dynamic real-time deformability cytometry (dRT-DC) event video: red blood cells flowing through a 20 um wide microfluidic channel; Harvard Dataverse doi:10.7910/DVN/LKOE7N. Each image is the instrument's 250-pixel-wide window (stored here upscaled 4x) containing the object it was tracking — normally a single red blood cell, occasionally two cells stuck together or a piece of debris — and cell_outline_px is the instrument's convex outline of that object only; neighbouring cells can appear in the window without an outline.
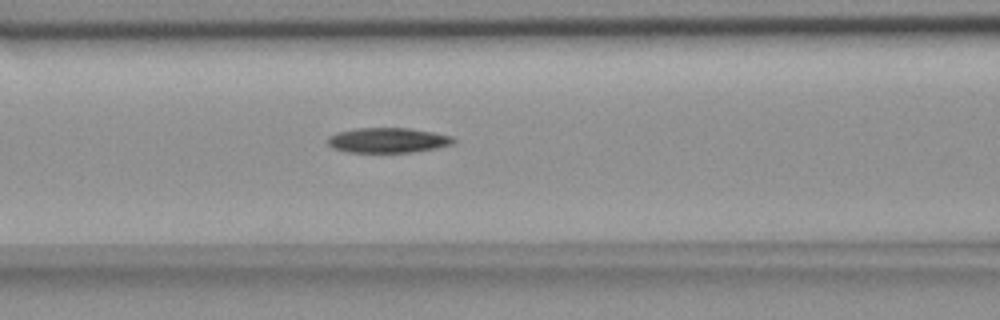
{"species": "common noctule bat (a hibernating species)", "species_latin": "Nyctalus noctula", "temperature_condition": "room temperature", "stored_images_in_passage": 40, "camera_frame_rate_fps": 3000, "um_per_image_px": 0.085, "animal": {"sex": "female", "body_mass_g": 18.4}, "frame": {"image": 1, "passage_image": 7, "time_ms": 2.0, "image_size_px": [1000, 320], "cell_outline_px": [[456, 140], [452, 144], [436, 148], [412, 152], [348, 152], [332, 148], [328, 144], [328, 136], [336, 132], [356, 128], [408, 128], [432, 132], [452, 136]], "centroid_in_image_um": [32.94, 11.92], "position_along_channel_um": 133.7, "area_um2": 18.32}}
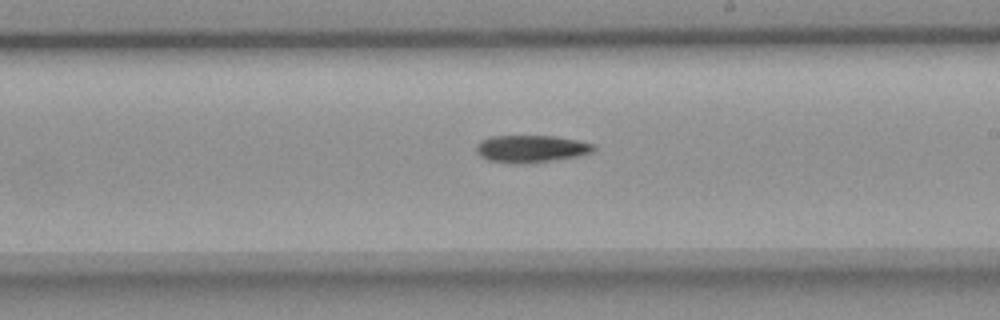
{"frame": {"image": 2, "passage_image": 16, "time_ms": 5.0, "image_size_px": [1000, 320], "cell_outline_px": [[596, 148], [592, 152], [576, 156], [552, 160], [524, 164], [512, 164], [488, 160], [480, 156], [476, 152], [476, 144], [480, 140], [492, 136], [556, 136], [580, 140], [592, 144]], "centroid_in_image_um": [45.11, 12.64], "position_along_channel_um": 243.9, "area_um2": 18.79}}
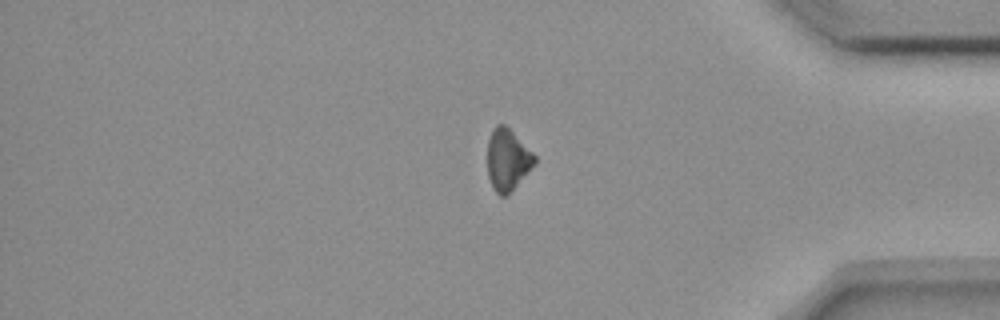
{"frame": {"image": 3, "passage_image": 30, "time_ms": 9.667, "image_size_px": [1000, 320], "cell_outline_px": [[536, 164], [508, 196], [500, 196], [492, 188], [488, 176], [488, 140], [492, 128], [496, 124], [504, 124], [536, 156]], "centroid_in_image_um": [43.14, 13.62], "position_along_channel_um": 392.1, "area_um2": 17.05}}